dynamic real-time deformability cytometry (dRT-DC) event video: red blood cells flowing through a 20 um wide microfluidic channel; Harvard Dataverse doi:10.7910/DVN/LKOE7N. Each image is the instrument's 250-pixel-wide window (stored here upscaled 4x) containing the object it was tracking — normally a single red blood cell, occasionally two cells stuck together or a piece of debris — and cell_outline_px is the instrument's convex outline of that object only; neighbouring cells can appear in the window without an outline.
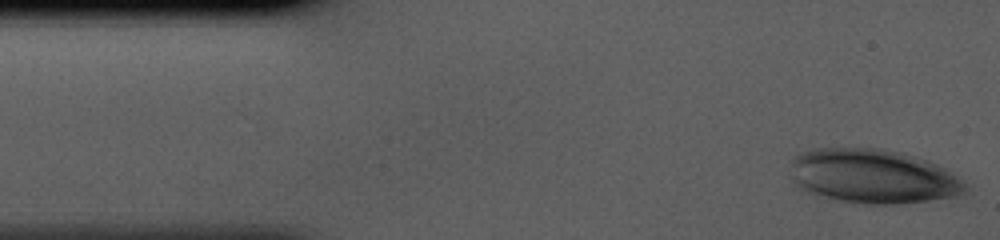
{"species": "human", "species_latin": "Homo sapiens", "temperature_condition": "cold", "stored_images_in_passage": 37, "camera_frame_rate_fps": 3000, "um_per_image_px": 0.085, "donor": {"sex": "male"}, "frame": {"image": 1, "passage_image": 1, "time_ms": 0.0, "image_size_px": [1000, 240], "cell_outline_px": [[968, 192], [952, 196], [928, 200], [896, 204], [868, 204], [840, 200], [816, 196], [804, 192], [796, 188], [792, 184], [792, 156], [800, 152], [812, 148], [880, 148], [904, 152], [928, 160], [944, 168], [964, 180], [968, 184]], "centroid_in_image_um": [74.16, 14.98], "position_along_channel_um": 10.8, "area_um2": 56.07}}
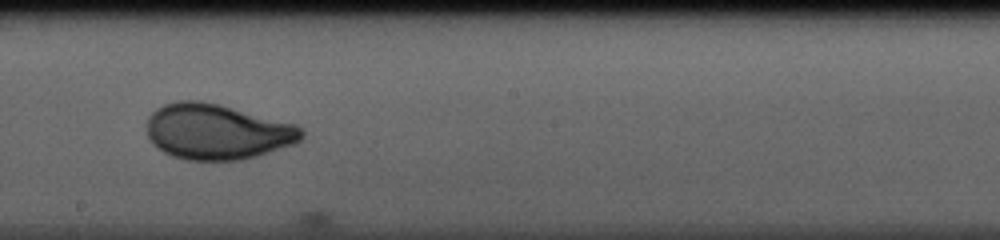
{"frame": {"image": 2, "passage_image": 22, "time_ms": 7.0, "image_size_px": [1000, 240], "cell_outline_px": [[304, 136], [296, 144], [256, 156], [240, 160], [184, 160], [172, 156], [164, 152], [152, 144], [148, 136], [148, 116], [156, 108], [164, 104], [176, 100], [200, 100], [220, 104], [296, 124], [304, 132]], "centroid_in_image_um": [18.45, 11.19], "position_along_channel_um": 229.7, "area_um2": 50.4}}
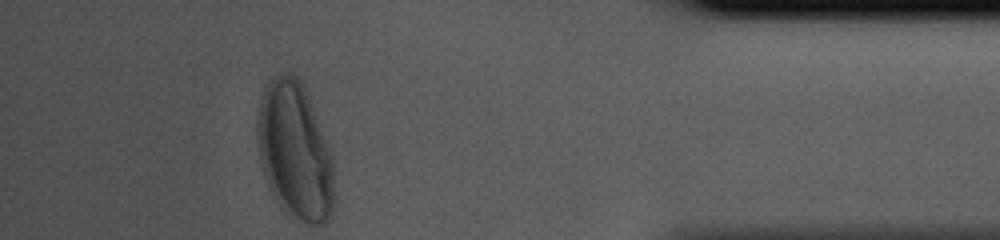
{"frame": {"image": 3, "passage_image": 37, "time_ms": 12.0, "image_size_px": [1000, 240], "cell_outline_px": [[336, 204], [332, 216], [324, 224], [308, 224], [292, 220], [280, 208], [272, 196], [260, 160], [256, 136], [256, 120], [260, 100], [264, 88], [272, 76], [280, 72], [292, 72], [300, 80], [308, 92], [332, 156]], "centroid_in_image_um": [25.07, 12.87], "position_along_channel_um": 410.1, "area_um2": 63.06}}